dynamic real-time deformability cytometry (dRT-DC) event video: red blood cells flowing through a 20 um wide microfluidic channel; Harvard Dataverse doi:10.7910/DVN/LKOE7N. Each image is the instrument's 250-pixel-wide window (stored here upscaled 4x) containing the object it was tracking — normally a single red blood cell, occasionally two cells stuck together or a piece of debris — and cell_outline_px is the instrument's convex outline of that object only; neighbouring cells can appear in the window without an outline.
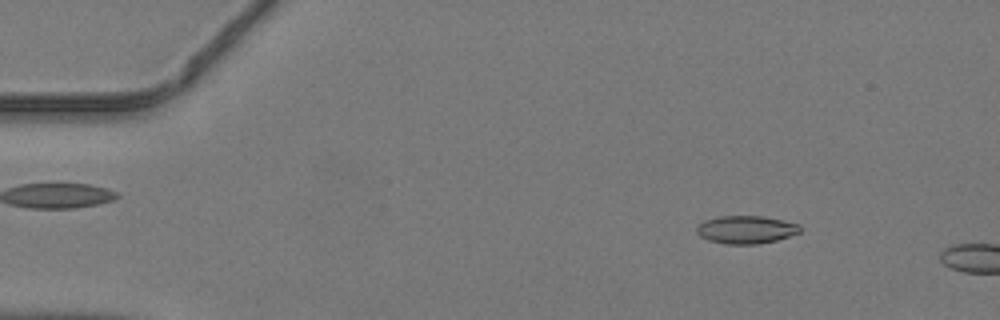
{"species": "common noctule bat (a hibernating species)", "species_latin": "Nyctalus noctula", "temperature_condition": "warm", "stored_images_in_passage": 4, "camera_frame_rate_fps": 3000, "um_per_image_px": 0.085, "animal": {"sex": "male", "body_mass_g": 19.2, "forearm_length_mm": 51.8}, "frame": {"image": 1, "passage_image": 1, "time_ms": 0.0, "image_size_px": [1000, 320], "cell_outline_px": [[800, 232], [776, 240], [760, 244], [728, 244], [708, 240], [700, 236], [696, 232], [696, 228], [704, 220], [720, 216], [764, 216], [800, 224]], "centroid_in_image_um": [63.41, 19.51], "position_along_channel_um": 21.6, "area_um2": 16.76}}